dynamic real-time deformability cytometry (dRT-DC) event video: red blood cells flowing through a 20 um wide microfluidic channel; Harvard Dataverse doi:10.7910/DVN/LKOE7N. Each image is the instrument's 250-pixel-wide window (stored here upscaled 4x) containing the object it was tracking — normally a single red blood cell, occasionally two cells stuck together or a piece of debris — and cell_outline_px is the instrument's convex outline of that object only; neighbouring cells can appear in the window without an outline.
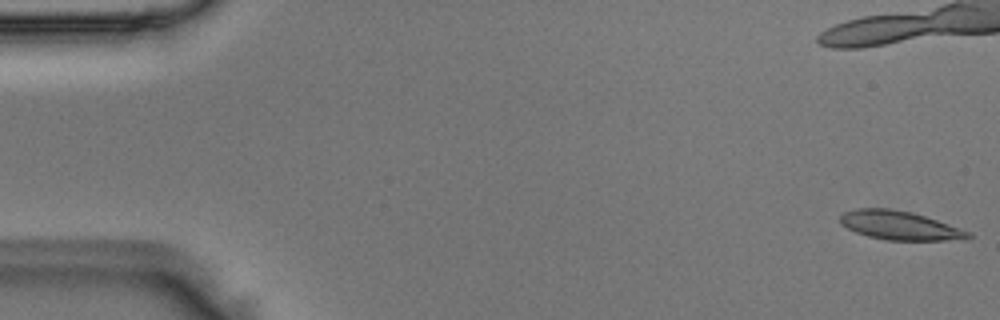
{"species": "Egyptian fruit bat (a non-hibernating species)", "species_latin": "Rousettus aegyptiacus", "temperature_condition": "room temperature", "stored_images_in_passage": 19, "camera_frame_rate_fps": 3000, "um_per_image_px": 0.085, "animal": {"sex": "male"}, "frame": {"image": 1, "passage_image": 1, "time_ms": 0.0, "image_size_px": [1000, 320], "cell_outline_px": [[972, 236], [964, 240], [888, 240], [868, 236], [856, 232], [840, 224], [840, 216], [844, 212], [856, 208], [888, 208], [912, 212], [972, 232]], "centroid_in_image_um": [76.48, 19.16], "position_along_channel_um": 8.5, "area_um2": 21.44}}